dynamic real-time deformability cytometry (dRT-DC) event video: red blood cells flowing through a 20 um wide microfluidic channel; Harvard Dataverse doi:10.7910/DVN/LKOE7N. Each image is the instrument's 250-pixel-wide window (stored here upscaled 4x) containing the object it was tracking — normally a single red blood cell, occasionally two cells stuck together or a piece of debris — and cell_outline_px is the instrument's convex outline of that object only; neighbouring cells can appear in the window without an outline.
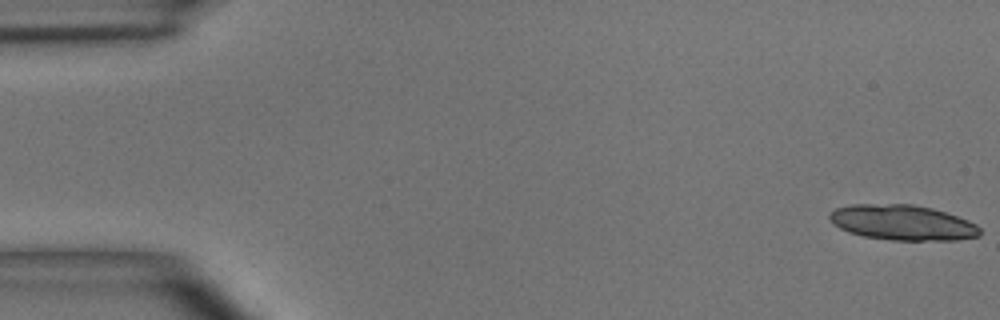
{"species": "common noctule bat (a hibernating species)", "species_latin": "Nyctalus noctula", "temperature_condition": "room temperature", "stored_images_in_passage": 4, "camera_frame_rate_fps": 3000, "um_per_image_px": 0.085, "animal": {"sex": "male", "body_mass_g": 15.6}, "frame": {"image": 1, "passage_image": 1, "time_ms": 0.0, "image_size_px": [1000, 320], "cell_outline_px": [[980, 236], [956, 240], [892, 240], [864, 236], [848, 232], [840, 228], [828, 216], [836, 208], [852, 204], [912, 204], [932, 208], [968, 220], [976, 224], [980, 228]], "centroid_in_image_um": [76.74, 18.92], "position_along_channel_um": 8.3, "area_um2": 30.69}}